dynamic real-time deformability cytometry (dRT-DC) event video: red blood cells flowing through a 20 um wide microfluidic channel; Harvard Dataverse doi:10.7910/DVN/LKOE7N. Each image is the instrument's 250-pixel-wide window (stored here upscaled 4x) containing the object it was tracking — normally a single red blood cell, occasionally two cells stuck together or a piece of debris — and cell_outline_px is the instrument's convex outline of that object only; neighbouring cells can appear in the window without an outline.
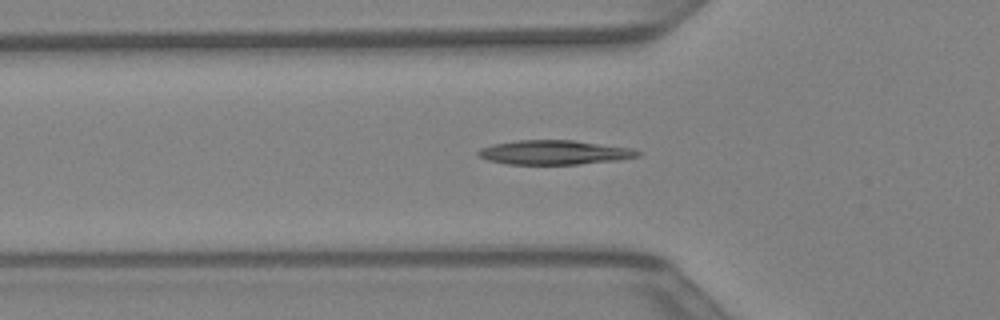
{"species": "Egyptian fruit bat (a non-hibernating species)", "species_latin": "Rousettus aegyptiacus", "temperature_condition": "warm", "stored_images_in_passage": 29, "camera_frame_rate_fps": 3000, "um_per_image_px": 0.085, "animal": {"sex": "female"}, "frame": {"image": 1, "passage_image": 7, "time_ms": 2.0, "image_size_px": [1000, 320], "cell_outline_px": [[640, 156], [620, 160], [580, 164], [508, 164], [488, 160], [480, 156], [476, 152], [480, 148], [492, 144], [516, 140], [572, 140], [632, 148], [640, 152]], "centroid_in_image_um": [47.12, 12.95], "position_along_channel_um": 78.7, "area_um2": 22.6}}
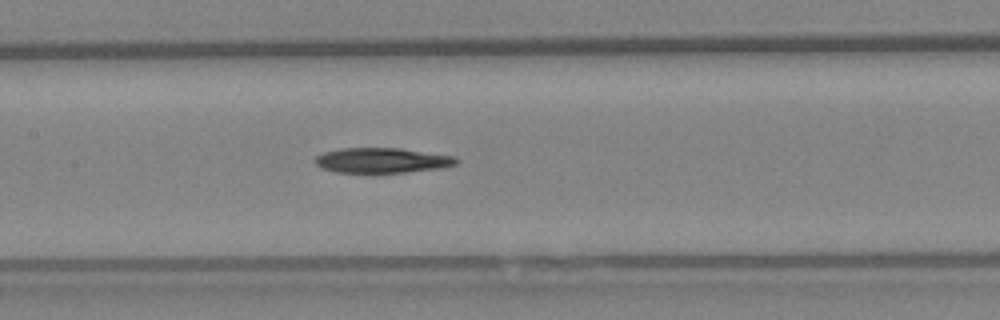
{"frame": {"image": 2, "passage_image": 13, "time_ms": 4.0, "image_size_px": [1000, 320], "cell_outline_px": [[460, 160], [456, 164], [440, 168], [404, 172], [336, 172], [324, 168], [316, 164], [316, 156], [324, 152], [340, 148], [400, 148], [456, 156]], "centroid_in_image_um": [32.51, 13.62], "position_along_channel_um": 174.9, "area_um2": 20.46}}
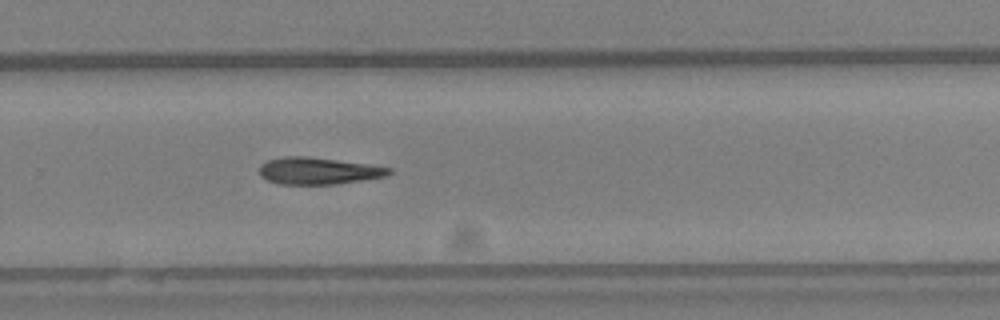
{"frame": {"image": 3, "passage_image": 21, "time_ms": 6.667, "image_size_px": [1000, 320], "cell_outline_px": [[392, 172], [388, 176], [336, 184], [280, 184], [268, 180], [260, 176], [260, 164], [268, 160], [284, 156], [304, 156], [336, 160], [392, 168]], "centroid_in_image_um": [27.04, 14.53], "position_along_channel_um": 302.8, "area_um2": 20.11}}